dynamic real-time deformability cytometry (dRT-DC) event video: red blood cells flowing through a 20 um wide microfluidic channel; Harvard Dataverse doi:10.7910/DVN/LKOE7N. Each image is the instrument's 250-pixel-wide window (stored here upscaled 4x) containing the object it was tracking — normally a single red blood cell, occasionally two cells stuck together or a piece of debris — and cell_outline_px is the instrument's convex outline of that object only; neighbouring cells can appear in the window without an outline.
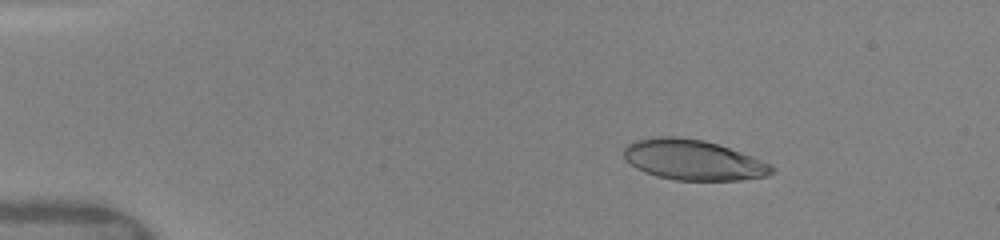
{"species": "human", "species_latin": "Homo sapiens", "temperature_condition": "warm", "stored_images_in_passage": 12, "camera_frame_rate_fps": 3000, "um_per_image_px": 0.085, "donor": {"sex": "female"}, "frame": {"image": 1, "passage_image": 6, "time_ms": 2.333, "image_size_px": [1000, 240], "cell_outline_px": [[776, 172], [768, 176], [740, 180], [676, 180], [656, 176], [644, 172], [636, 168], [624, 160], [624, 144], [632, 140], [656, 136], [676, 136], [704, 140], [720, 144], [752, 156], [772, 164], [776, 168]], "centroid_in_image_um": [58.91, 13.58], "position_along_channel_um": 26.1, "area_um2": 35.43}}
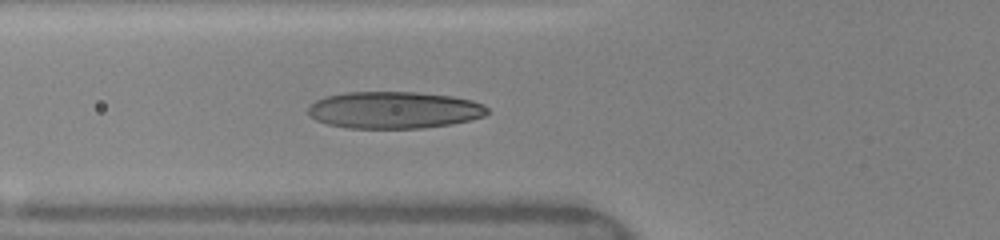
{"frame": {"image": 2, "passage_image": 12, "time_ms": 6.0, "image_size_px": [1000, 240], "cell_outline_px": [[488, 112], [484, 116], [452, 124], [424, 128], [348, 128], [328, 124], [316, 120], [308, 116], [308, 108], [316, 100], [328, 96], [348, 92], [416, 92], [452, 96], [472, 100], [484, 104], [488, 108]], "centroid_in_image_um": [33.51, 9.35], "position_along_channel_um": 92.3, "area_um2": 38.61}}